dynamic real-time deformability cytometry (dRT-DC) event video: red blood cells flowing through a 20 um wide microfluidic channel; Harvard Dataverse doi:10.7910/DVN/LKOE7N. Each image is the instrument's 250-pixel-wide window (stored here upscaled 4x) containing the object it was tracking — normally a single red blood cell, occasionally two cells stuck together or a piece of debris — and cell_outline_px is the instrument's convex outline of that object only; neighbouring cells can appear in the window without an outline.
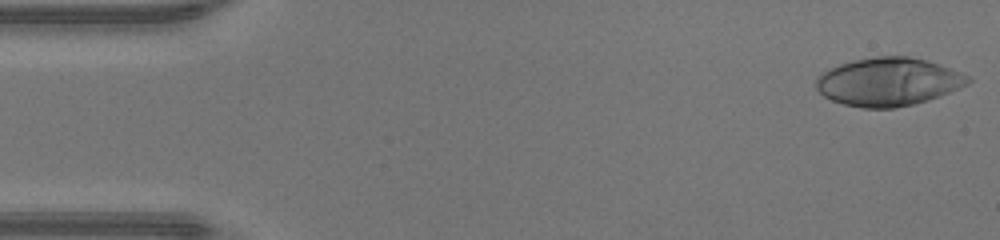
{"species": "human", "species_latin": "Homo sapiens", "temperature_condition": "warm", "stored_images_in_passage": 46, "camera_frame_rate_fps": 3000, "um_per_image_px": 0.085, "donor": {"sex": "male"}, "frame": {"image": 1, "passage_image": 1, "time_ms": 0.0, "image_size_px": [1000, 240], "cell_outline_px": [[972, 80], [968, 84], [960, 88], [940, 96], [928, 100], [896, 108], [864, 108], [844, 104], [832, 100], [824, 96], [816, 88], [816, 76], [828, 68], [852, 60], [876, 56], [908, 56], [928, 60], [940, 64], [960, 72], [968, 76]], "centroid_in_image_um": [75.5, 6.94], "position_along_channel_um": 9.5, "area_um2": 42.83}}
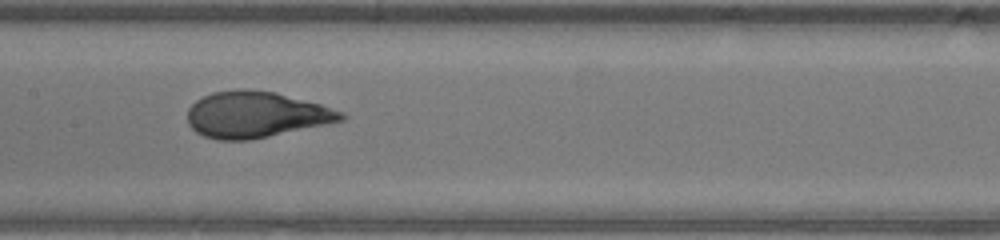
{"frame": {"image": 2, "passage_image": 22, "time_ms": 7.0, "image_size_px": [1000, 240], "cell_outline_px": [[348, 116], [344, 120], [328, 124], [248, 140], [216, 140], [204, 136], [196, 132], [188, 124], [188, 108], [196, 100], [212, 92], [240, 88], [244, 88], [276, 92], [320, 104], [344, 112]], "centroid_in_image_um": [21.75, 9.73], "position_along_channel_um": 185.6, "area_um2": 41.44}}
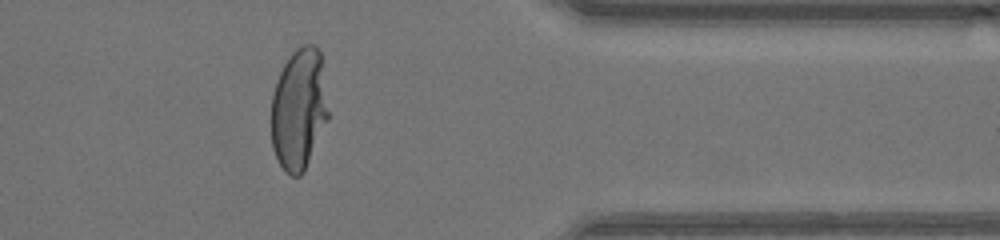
{"frame": {"image": 3, "passage_image": 37, "time_ms": 12.0, "image_size_px": [1000, 240], "cell_outline_px": [[328, 120], [304, 172], [300, 176], [292, 176], [280, 164], [272, 148], [272, 92], [276, 80], [284, 64], [292, 52], [300, 44], [316, 44], [320, 48], [328, 112]], "centroid_in_image_um": [25.41, 9.24], "position_along_channel_um": 386.0, "area_um2": 40.46}, "authors_computed_cell_mechanics": {"area_um2": 41.1247, "velocity_mm_per_s": 4.4016, "shape_relaxation_time_tau1_ms": 7.481, "shape_relaxation_time_tau2_ms": null, "deformation_change_tau1": 0.3837, "deformation_change_tau2": null}}